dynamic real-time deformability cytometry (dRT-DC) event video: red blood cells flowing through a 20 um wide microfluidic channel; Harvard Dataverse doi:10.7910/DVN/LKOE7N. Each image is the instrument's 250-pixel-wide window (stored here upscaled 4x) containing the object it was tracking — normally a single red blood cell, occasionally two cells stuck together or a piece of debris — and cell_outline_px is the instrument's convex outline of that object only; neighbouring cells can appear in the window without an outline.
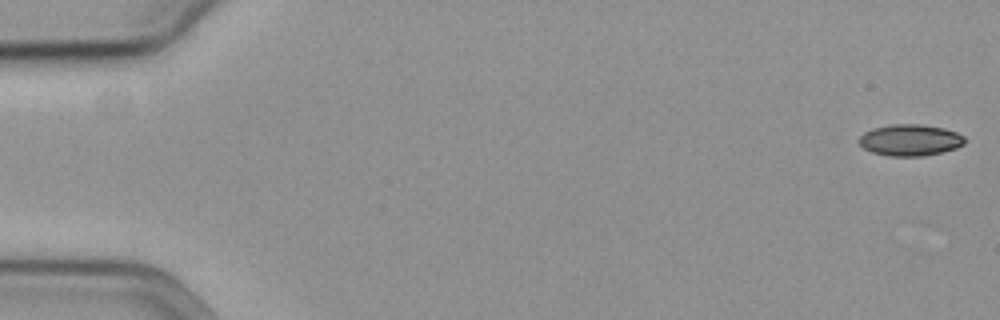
{"species": "common noctule bat (a hibernating species)", "species_latin": "Nyctalus noctula", "temperature_condition": "cold", "stored_images_in_passage": 12, "camera_frame_rate_fps": 3000, "um_per_image_px": 0.085, "animal": {"sex": "female", "body_mass_g": 19.3, "forearm_length_mm": 54.1}, "frame": {"image": 1, "passage_image": 1, "time_ms": 0.0, "image_size_px": [1000, 320], "cell_outline_px": [[964, 144], [956, 148], [924, 156], [888, 156], [872, 152], [864, 148], [856, 140], [864, 132], [872, 128], [892, 124], [920, 124], [944, 128], [956, 132], [964, 136]], "centroid_in_image_um": [77.33, 11.9], "position_along_channel_um": 7.7, "area_um2": 19.42}}